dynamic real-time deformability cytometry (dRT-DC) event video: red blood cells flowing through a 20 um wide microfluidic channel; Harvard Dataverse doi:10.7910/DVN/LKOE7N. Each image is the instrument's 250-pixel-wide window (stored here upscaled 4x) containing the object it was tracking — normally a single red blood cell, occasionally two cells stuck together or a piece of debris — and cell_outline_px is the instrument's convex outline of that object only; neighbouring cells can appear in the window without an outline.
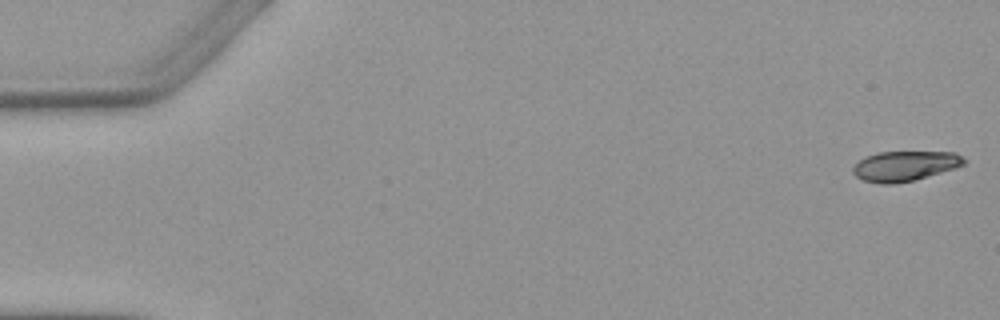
{"species": "Egyptian fruit bat (a non-hibernating species)", "species_latin": "Rousettus aegyptiacus", "temperature_condition": "warm", "stored_images_in_passage": 8, "camera_frame_rate_fps": 3000, "um_per_image_px": 0.085, "animal": {"sex": "female"}, "frame": {"image": 1, "passage_image": 1, "time_ms": 0.0, "image_size_px": [1000, 320], "cell_outline_px": [[968, 160], [964, 164], [956, 168], [912, 180], [892, 184], [880, 184], [864, 180], [856, 176], [852, 172], [852, 168], [860, 160], [868, 156], [880, 152], [956, 152]], "centroid_in_image_um": [76.94, 14.1], "position_along_channel_um": 8.1, "area_um2": 19.25}}